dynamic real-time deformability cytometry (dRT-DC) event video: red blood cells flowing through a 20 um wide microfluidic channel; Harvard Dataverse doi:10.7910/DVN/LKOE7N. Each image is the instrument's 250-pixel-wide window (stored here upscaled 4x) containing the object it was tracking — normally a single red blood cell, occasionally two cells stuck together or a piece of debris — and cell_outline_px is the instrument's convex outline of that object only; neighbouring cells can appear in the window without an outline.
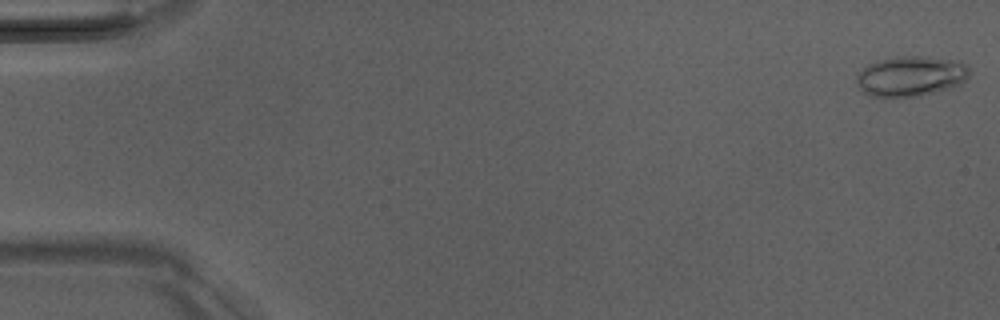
{"species": "Egyptian fruit bat (a non-hibernating species)", "species_latin": "Rousettus aegyptiacus", "temperature_condition": "room temperature", "stored_images_in_passage": 51, "camera_frame_rate_fps": 3000, "um_per_image_px": 0.085, "animal": {"sex": "male"}, "frame": {"image": 1, "passage_image": 1, "time_ms": 0.0, "image_size_px": [1000, 320], "cell_outline_px": [[968, 76], [960, 84], [948, 88], [920, 96], [868, 96], [856, 84], [856, 76], [868, 64], [876, 60], [904, 56], [920, 56], [960, 60], [968, 68]], "centroid_in_image_um": [77.4, 6.46], "position_along_channel_um": 7.6, "area_um2": 26.24}}
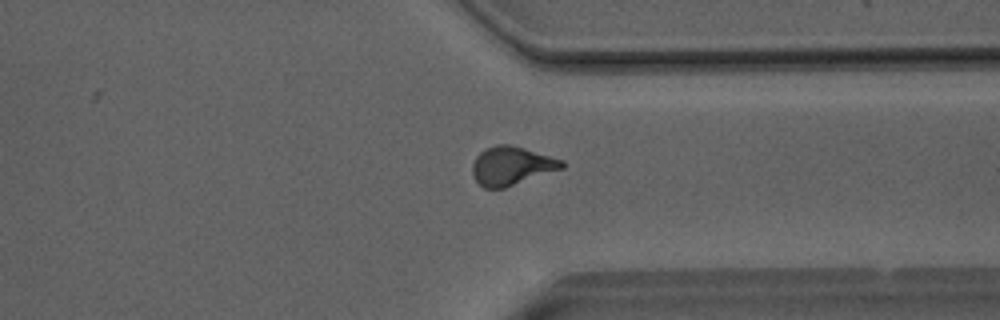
{"frame": {"image": 2, "passage_image": 39, "time_ms": 12.667, "image_size_px": [1000, 320], "cell_outline_px": [[564, 168], [504, 188], [484, 188], [476, 180], [472, 172], [472, 164], [476, 156], [484, 148], [496, 144], [508, 144], [524, 148], [564, 160]], "centroid_in_image_um": [43.47, 14.08], "position_along_channel_um": 367.9, "area_um2": 20.11}}
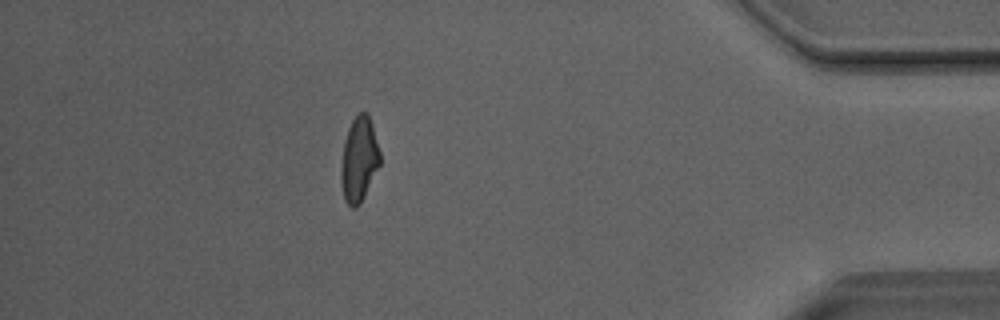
{"frame": {"image": 3, "passage_image": 45, "time_ms": 14.667, "image_size_px": [1000, 320], "cell_outline_px": [[380, 164], [360, 204], [356, 208], [352, 208], [344, 200], [340, 180], [340, 168], [344, 140], [348, 128], [352, 120], [360, 112], [368, 112], [372, 124], [380, 152]], "centroid_in_image_um": [30.5, 13.56], "position_along_channel_um": 404.7, "area_um2": 19.36}, "authors_computed_cell_mechanics": {"area_um2": 19.7098, "velocity_mm_per_s": 4.0786, "shape_relaxation_time_tau1_ms": 6.7267, "shape_relaxation_time_tau2_ms": 1.5057, "deformation_change_tau1": 0.189, "deformation_change_tau2": 0.076}}